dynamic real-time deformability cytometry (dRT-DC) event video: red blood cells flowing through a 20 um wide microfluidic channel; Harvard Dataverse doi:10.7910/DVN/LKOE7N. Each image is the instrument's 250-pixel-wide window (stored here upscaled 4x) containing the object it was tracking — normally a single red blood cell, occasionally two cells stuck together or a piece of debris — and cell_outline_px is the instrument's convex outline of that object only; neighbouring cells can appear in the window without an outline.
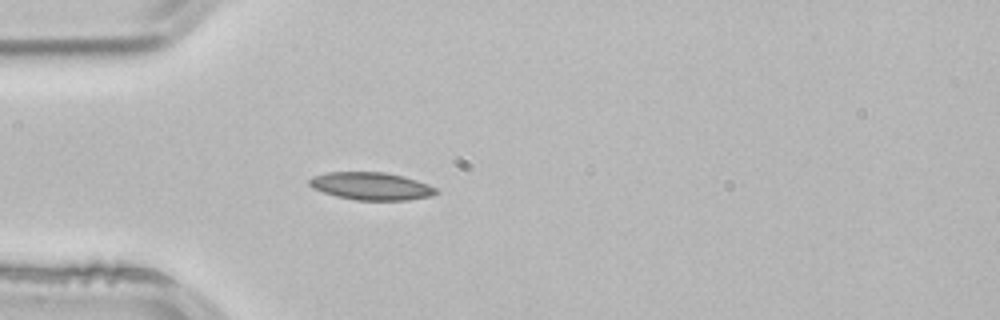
{"species": "common noctule bat (a hibernating species)", "species_latin": "Nyctalus noctula", "temperature_condition": "room temperature", "stored_images_in_passage": 2, "camera_frame_rate_fps": 3000, "um_per_image_px": 0.085, "animal": {"sex": "male", "body_mass_g": 21.5, "forearm_length_mm": 52.0}, "frame": {"image": 1, "passage_image": 2, "time_ms": 0.333, "image_size_px": [1000, 320], "cell_outline_px": [[440, 192], [432, 196], [408, 200], [356, 200], [336, 196], [312, 188], [308, 184], [308, 180], [312, 176], [328, 172], [384, 172], [404, 176], [428, 184], [436, 188]], "centroid_in_image_um": [31.56, 15.82], "position_along_channel_um": 53.4, "area_um2": 20.52}}